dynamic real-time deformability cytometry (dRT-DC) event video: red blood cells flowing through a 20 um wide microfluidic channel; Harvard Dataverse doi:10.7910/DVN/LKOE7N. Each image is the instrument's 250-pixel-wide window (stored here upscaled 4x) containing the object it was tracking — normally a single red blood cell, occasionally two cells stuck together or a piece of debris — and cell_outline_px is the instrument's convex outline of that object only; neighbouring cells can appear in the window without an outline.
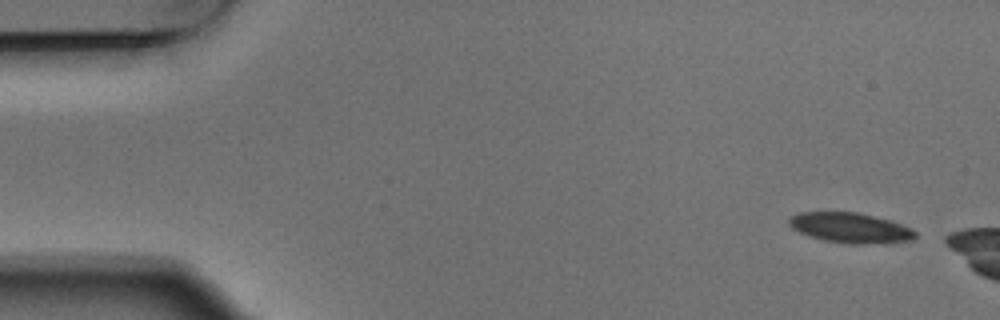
{"species": "Egyptian fruit bat (a non-hibernating species)", "species_latin": "Rousettus aegyptiacus", "temperature_condition": "warm", "stored_images_in_passage": 4, "camera_frame_rate_fps": 3000, "um_per_image_px": 0.085, "animal": {"sex": "male"}, "frame": {"image": 1, "passage_image": 1, "time_ms": 0.0, "image_size_px": [1000, 320], "cell_outline_px": [[916, 236], [908, 240], [860, 244], [852, 244], [824, 240], [800, 232], [792, 228], [788, 224], [788, 220], [792, 216], [800, 212], [856, 212], [888, 220], [908, 228], [916, 232]], "centroid_in_image_um": [72.2, 19.35], "position_along_channel_um": 12.8, "area_um2": 21.44}}